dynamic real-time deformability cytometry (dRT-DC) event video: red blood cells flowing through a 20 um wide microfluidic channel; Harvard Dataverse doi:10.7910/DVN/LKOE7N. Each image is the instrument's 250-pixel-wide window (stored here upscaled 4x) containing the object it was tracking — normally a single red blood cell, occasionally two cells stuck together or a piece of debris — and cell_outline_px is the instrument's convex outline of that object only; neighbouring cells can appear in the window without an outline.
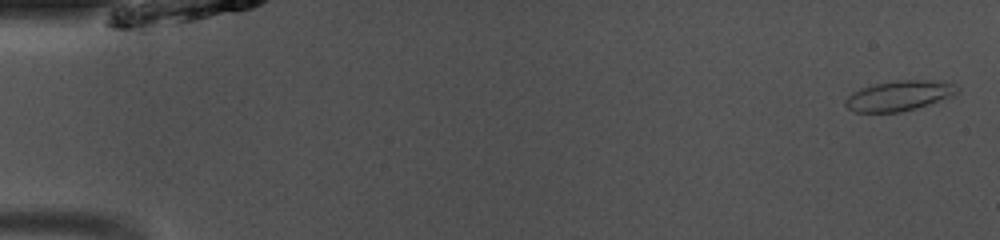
{"species": "common noctule bat (a hibernating species)", "species_latin": "Nyctalus noctula", "temperature_condition": "room temperature", "stored_images_in_passage": 49, "camera_frame_rate_fps": 3000, "um_per_image_px": 0.085, "animal": {"sex": "male", "body_mass_g": 13.0, "forearm_length_mm": 53.1}, "frame": {"image": 1, "passage_image": 2, "time_ms": 0.333, "image_size_px": [1000, 240], "cell_outline_px": [[960, 92], [952, 96], [916, 108], [900, 112], [856, 112], [848, 108], [844, 104], [844, 100], [852, 92], [860, 88], [876, 84], [896, 80], [944, 80], [956, 84], [960, 88]], "centroid_in_image_um": [76.47, 8.12], "position_along_channel_um": 8.5, "area_um2": 19.83}}
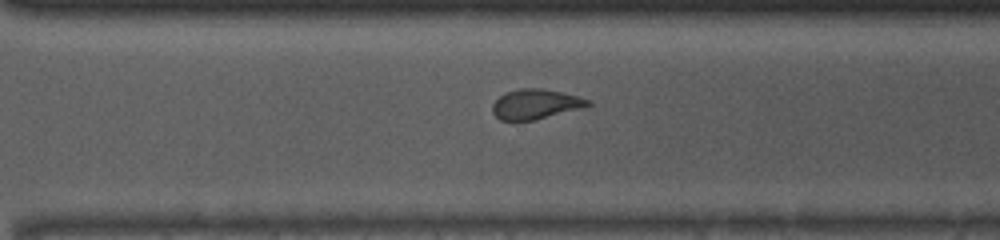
{"frame": {"image": 2, "passage_image": 35, "time_ms": 11.333, "image_size_px": [1000, 240], "cell_outline_px": [[592, 104], [580, 108], [536, 120], [500, 120], [492, 112], [492, 104], [500, 96], [508, 92], [520, 88], [544, 88], [592, 100]], "centroid_in_image_um": [45.52, 8.85], "position_along_channel_um": 325.1, "area_um2": 16.47}}
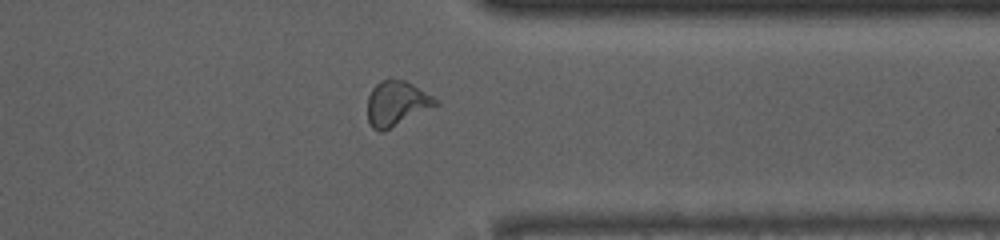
{"frame": {"image": 3, "passage_image": 39, "time_ms": 12.667, "image_size_px": [1000, 240], "cell_outline_px": [[440, 104], [384, 132], [380, 132], [372, 128], [368, 120], [368, 96], [372, 88], [380, 80], [388, 76], [392, 76], [404, 80], [440, 100]], "centroid_in_image_um": [33.71, 8.77], "position_along_channel_um": 377.7, "area_um2": 18.26}, "authors_computed_cell_mechanics": {"area_um2": 17.8602, "velocity_mm_per_s": 4.1129, "shape_relaxation_time_tau1_ms": 10.222, "shape_relaxation_time_tau2_ms": 0.7244, "deformation_change_tau1": 0.2661, "deformation_change_tau2": 0.0669}}